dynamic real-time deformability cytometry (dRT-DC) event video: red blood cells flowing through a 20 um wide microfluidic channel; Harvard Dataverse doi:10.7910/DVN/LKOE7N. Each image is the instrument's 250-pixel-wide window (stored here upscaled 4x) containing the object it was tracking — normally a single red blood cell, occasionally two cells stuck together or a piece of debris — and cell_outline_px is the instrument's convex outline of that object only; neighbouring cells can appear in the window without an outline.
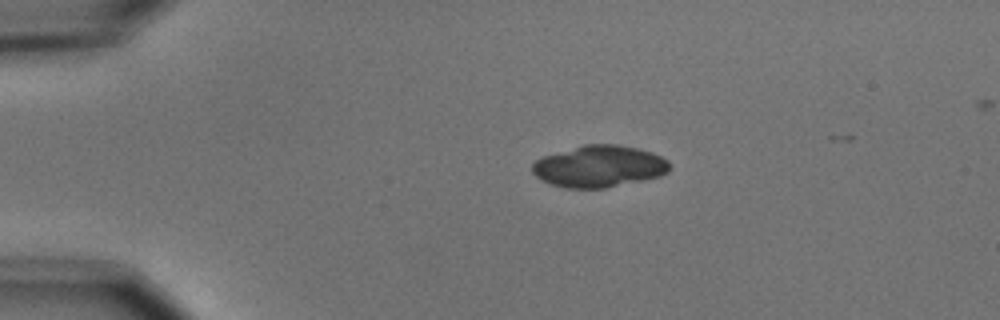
{"species": "common noctule bat (a hibernating species)", "species_latin": "Nyctalus noctula", "temperature_condition": "cold", "stored_images_in_passage": 5, "camera_frame_rate_fps": 3000, "um_per_image_px": 0.085, "animal": {"sex": "male", "body_mass_g": 15.6}, "frame": {"image": 1, "passage_image": 1, "time_ms": 0.0, "image_size_px": [1000, 320], "cell_outline_px": [[668, 172], [660, 176], [644, 180], [604, 188], [564, 188], [548, 184], [540, 180], [532, 172], [532, 164], [536, 160], [544, 156], [584, 144], [616, 144], [636, 148], [652, 152], [668, 160]], "centroid_in_image_um": [50.9, 14.15], "position_along_channel_um": 34.1, "area_um2": 33.41}}
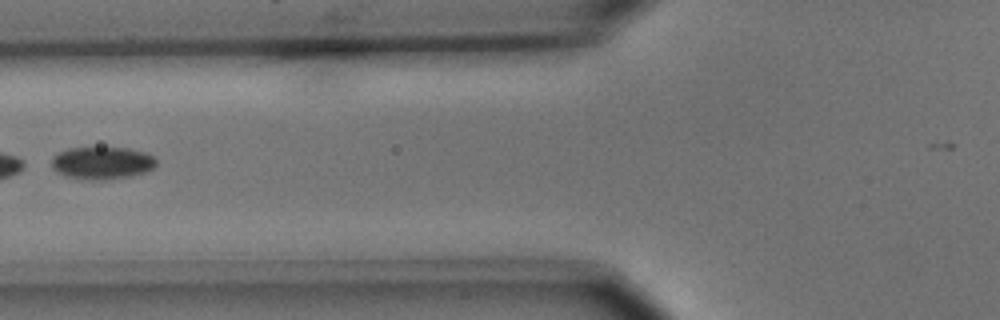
{"frame": {"image": 2, "passage_image": 4, "time_ms": 3.667, "image_size_px": [1000, 320], "cell_outline_px": [[156, 164], [152, 168], [144, 172], [132, 176], [104, 180], [76, 180], [64, 176], [56, 172], [52, 168], [52, 156], [68, 148], [128, 148], [144, 152], [152, 156], [156, 160]], "centroid_in_image_um": [8.62, 13.87], "position_along_channel_um": 117.2, "area_um2": 20.0}}